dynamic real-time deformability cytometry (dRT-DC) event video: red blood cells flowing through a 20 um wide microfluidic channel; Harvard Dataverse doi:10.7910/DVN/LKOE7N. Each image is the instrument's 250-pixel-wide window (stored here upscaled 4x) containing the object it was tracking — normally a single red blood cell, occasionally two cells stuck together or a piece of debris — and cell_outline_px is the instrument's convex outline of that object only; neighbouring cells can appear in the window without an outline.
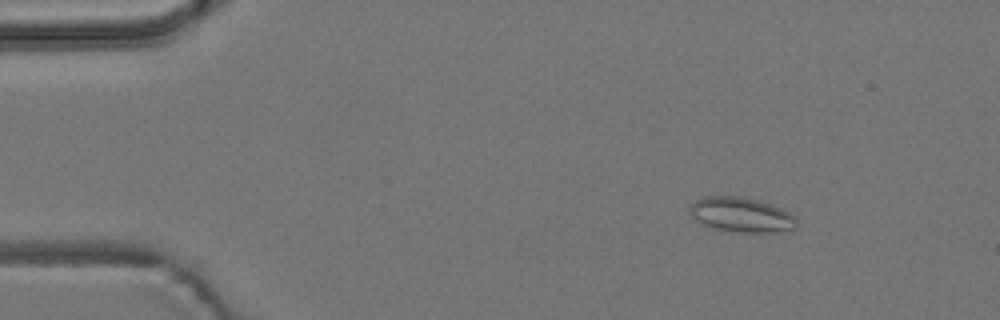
{"species": "common noctule bat (a hibernating species)", "species_latin": "Nyctalus noctula", "temperature_condition": "room temperature", "stored_images_in_passage": 7, "camera_frame_rate_fps": 3000, "um_per_image_px": 0.085, "animal": {"sex": "male", "body_mass_g": 19.2, "forearm_length_mm": 51.8}, "frame": {"image": 1, "passage_image": 3, "time_ms": 0.667, "image_size_px": [1000, 320], "cell_outline_px": [[796, 228], [772, 232], [740, 232], [716, 228], [704, 224], [696, 220], [692, 216], [692, 204], [696, 200], [704, 196], [740, 196], [756, 200], [780, 208], [796, 216]], "centroid_in_image_um": [63.04, 18.25], "position_along_channel_um": 22.0, "area_um2": 21.1}}
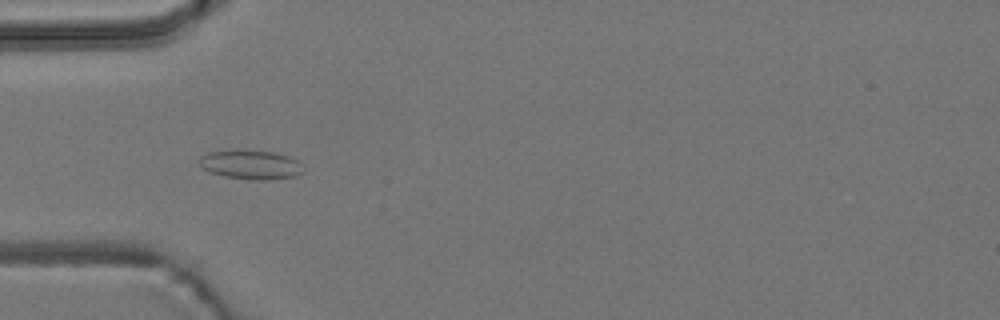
{"frame": {"image": 2, "passage_image": 6, "time_ms": 1.667, "image_size_px": [1000, 320], "cell_outline_px": [[304, 172], [296, 176], [264, 180], [248, 180], [224, 176], [212, 172], [204, 168], [200, 164], [200, 156], [208, 152], [232, 148], [240, 148], [276, 152], [288, 156], [296, 160]], "centroid_in_image_um": [21.29, 13.96], "position_along_channel_um": 63.7, "area_um2": 18.03}}